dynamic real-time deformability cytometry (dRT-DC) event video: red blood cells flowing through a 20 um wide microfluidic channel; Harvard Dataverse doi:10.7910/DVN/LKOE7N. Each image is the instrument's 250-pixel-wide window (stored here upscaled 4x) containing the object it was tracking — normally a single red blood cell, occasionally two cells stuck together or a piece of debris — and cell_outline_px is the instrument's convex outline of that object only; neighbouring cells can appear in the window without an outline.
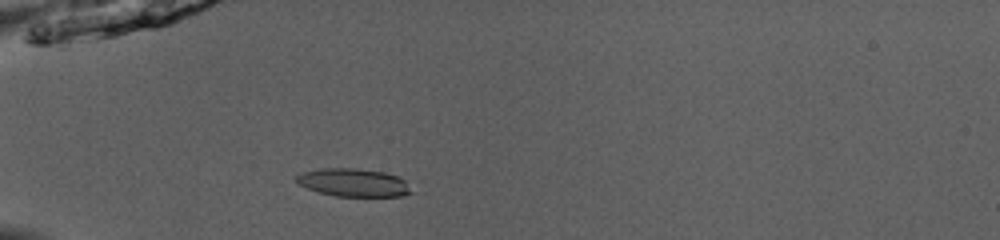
{"species": "common noctule bat (a hibernating species)", "species_latin": "Nyctalus noctula", "temperature_condition": "room temperature", "stored_images_in_passage": 43, "camera_frame_rate_fps": 3000, "um_per_image_px": 0.085, "animal": {"sex": "male", "body_mass_g": 13.0, "forearm_length_mm": 53.1}, "frame": {"image": 1, "passage_image": 9, "time_ms": 2.667, "image_size_px": [1000, 240], "cell_outline_px": [[416, 192], [404, 196], [336, 196], [320, 192], [308, 188], [300, 184], [296, 180], [296, 176], [300, 172], [320, 168], [352, 168], [384, 172], [396, 176], [404, 180]], "centroid_in_image_um": [30.08, 15.52], "position_along_channel_um": 54.9, "area_um2": 18.79}}
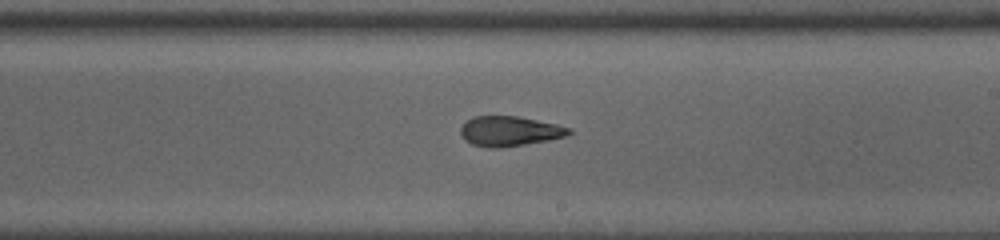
{"frame": {"image": 2, "passage_image": 24, "time_ms": 7.667, "image_size_px": [1000, 240], "cell_outline_px": [[572, 132], [564, 136], [548, 140], [524, 144], [496, 148], [488, 148], [472, 144], [464, 140], [460, 132], [460, 128], [472, 116], [520, 116], [556, 124], [572, 128]], "centroid_in_image_um": [43.3, 11.14], "position_along_channel_um": 245.7, "area_um2": 18.84}}
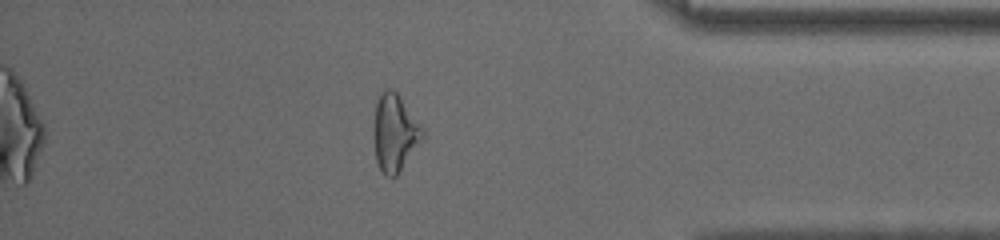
{"frame": {"image": 3, "passage_image": 37, "time_ms": 12.0, "image_size_px": [1000, 240], "cell_outline_px": [[424, 140], [396, 176], [384, 176], [376, 160], [372, 128], [376, 104], [380, 92], [384, 88], [388, 88], [396, 92], [400, 96], [424, 132]], "centroid_in_image_um": [33.53, 11.3], "position_along_channel_um": 401.7, "area_um2": 22.08}, "authors_computed_cell_mechanics": {"area_um2": 19.8832, "velocity_mm_per_s": 4.0729, "shape_relaxation_time_tau1_ms": 7.7638, "shape_relaxation_time_tau2_ms": 1.6743, "deformation_change_tau1": 0.2414, "deformation_change_tau2": 0.0993}}